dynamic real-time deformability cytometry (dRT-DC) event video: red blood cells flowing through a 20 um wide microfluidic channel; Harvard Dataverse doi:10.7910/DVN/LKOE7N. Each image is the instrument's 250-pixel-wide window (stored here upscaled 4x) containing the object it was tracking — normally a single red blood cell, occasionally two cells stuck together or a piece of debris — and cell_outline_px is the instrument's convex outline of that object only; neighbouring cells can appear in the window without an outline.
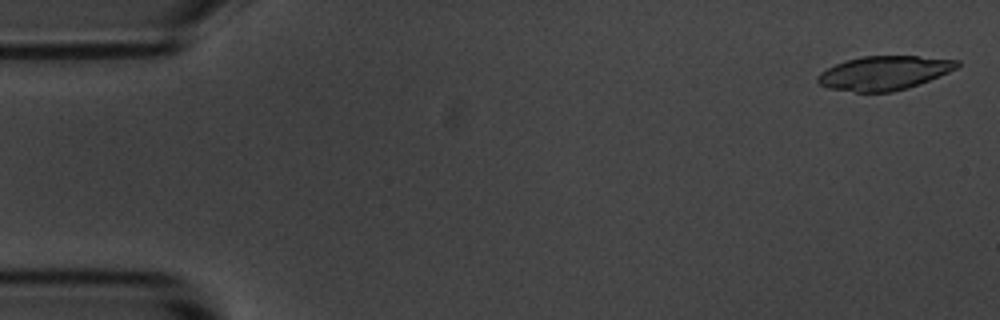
{"species": "common noctule bat (a hibernating species)", "species_latin": "Nyctalus noctula", "temperature_condition": "room temperature", "stored_images_in_passage": 6, "camera_frame_rate_fps": 3000, "um_per_image_px": 0.085, "animal": {"sex": "male", "body_mass_g": 20.1, "forearm_length_mm": 53.5}, "frame": {"image": 1, "passage_image": 1, "time_ms": 0.0, "image_size_px": [1000, 320], "cell_outline_px": [[960, 64], [956, 68], [948, 72], [928, 80], [892, 92], [856, 92], [828, 88], [820, 84], [816, 80], [816, 76], [820, 72], [836, 64], [848, 60], [864, 56], [916, 56], [960, 60]], "centroid_in_image_um": [75.12, 6.2], "position_along_channel_um": 9.9, "area_um2": 27.22}}